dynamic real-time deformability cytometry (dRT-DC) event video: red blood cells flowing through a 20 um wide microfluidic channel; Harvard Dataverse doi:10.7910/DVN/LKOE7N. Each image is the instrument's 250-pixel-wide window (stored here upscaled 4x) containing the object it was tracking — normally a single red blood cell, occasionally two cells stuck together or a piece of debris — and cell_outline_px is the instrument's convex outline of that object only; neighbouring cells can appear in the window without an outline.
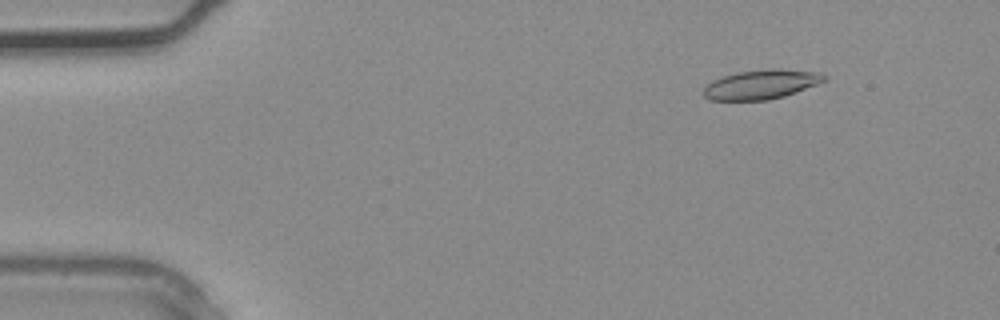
{"species": "common noctule bat (a hibernating species)", "species_latin": "Nyctalus noctula", "temperature_condition": "warm", "stored_images_in_passage": 2, "camera_frame_rate_fps": 3000, "um_per_image_px": 0.085, "animal": {"sex": "male", "body_mass_g": 20.4}, "frame": {"image": 1, "passage_image": 1, "time_ms": 0.0, "image_size_px": [1000, 320], "cell_outline_px": [[828, 76], [824, 80], [816, 84], [784, 96], [768, 100], [708, 100], [700, 92], [712, 80], [736, 72], [768, 68], [780, 68], [820, 72]], "centroid_in_image_um": [64.67, 7.16], "position_along_channel_um": 20.3, "area_um2": 20.81}}